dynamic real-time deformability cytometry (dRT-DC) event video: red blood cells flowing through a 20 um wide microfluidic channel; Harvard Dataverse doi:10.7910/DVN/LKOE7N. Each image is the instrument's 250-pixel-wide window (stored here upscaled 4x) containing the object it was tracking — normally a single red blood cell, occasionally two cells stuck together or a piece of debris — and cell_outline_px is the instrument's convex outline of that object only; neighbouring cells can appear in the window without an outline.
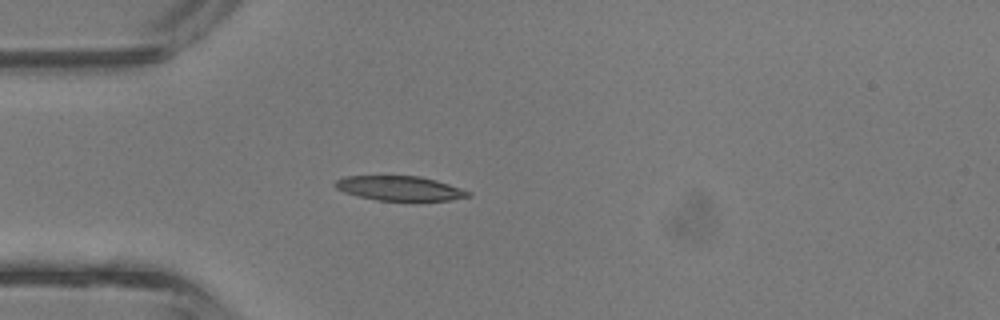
{"species": "common noctule bat (a hibernating species)", "species_latin": "Nyctalus noctula", "temperature_condition": "room temperature", "stored_images_in_passage": 41, "camera_frame_rate_fps": 3000, "um_per_image_px": 0.085, "animal": {"sex": "male", "body_mass_g": 13.3}, "frame": {"image": 1, "passage_image": 11, "time_ms": 3.333, "image_size_px": [1000, 320], "cell_outline_px": [[472, 196], [448, 200], [376, 200], [356, 196], [344, 192], [336, 188], [332, 184], [336, 180], [344, 176], [420, 176], [436, 180], [472, 192]], "centroid_in_image_um": [33.94, 16.0], "position_along_channel_um": 51.1, "area_um2": 19.02}}
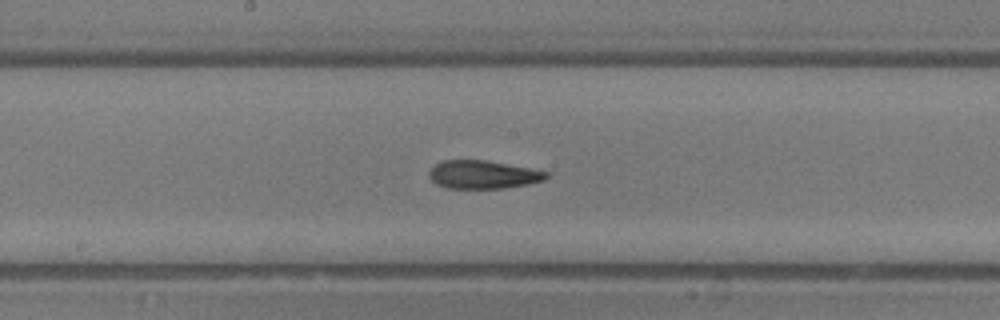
{"frame": {"image": 2, "passage_image": 21, "time_ms": 6.667, "image_size_px": [1000, 320], "cell_outline_px": [[548, 176], [544, 180], [528, 184], [504, 188], [448, 188], [436, 184], [428, 176], [428, 172], [436, 164], [444, 160], [484, 160], [528, 168], [548, 172]], "centroid_in_image_um": [41.03, 14.84], "position_along_channel_um": 207.2, "area_um2": 19.02}}
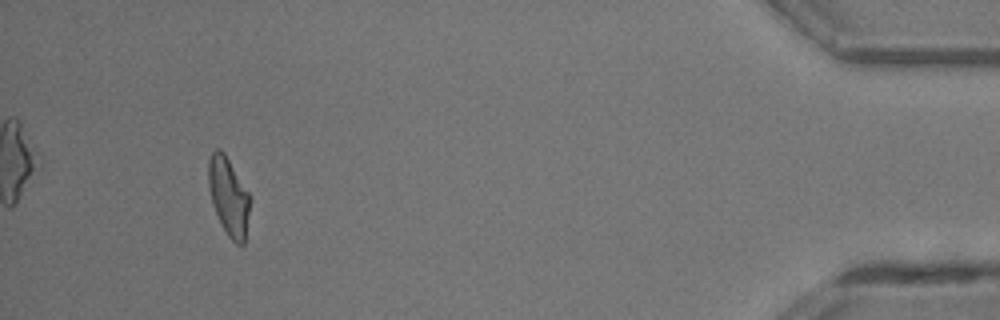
{"frame": {"image": 3, "passage_image": 38, "time_ms": 12.333, "image_size_px": [1000, 320], "cell_outline_px": [[252, 196], [244, 244], [236, 244], [228, 236], [212, 204], [208, 184], [208, 160], [212, 152], [216, 148], [220, 148], [224, 152]], "centroid_in_image_um": [19.45, 16.66], "position_along_channel_um": 415.7, "area_um2": 19.07}, "authors_computed_cell_mechanics": {"area_um2": 19.1896, "velocity_mm_per_s": 4.9745, "shape_relaxation_time_tau1_ms": 9.4998, "shape_relaxation_time_tau2_ms": 3.0882, "deformation_change_tau1": 0.2748, "deformation_change_tau2": 0.1322}}